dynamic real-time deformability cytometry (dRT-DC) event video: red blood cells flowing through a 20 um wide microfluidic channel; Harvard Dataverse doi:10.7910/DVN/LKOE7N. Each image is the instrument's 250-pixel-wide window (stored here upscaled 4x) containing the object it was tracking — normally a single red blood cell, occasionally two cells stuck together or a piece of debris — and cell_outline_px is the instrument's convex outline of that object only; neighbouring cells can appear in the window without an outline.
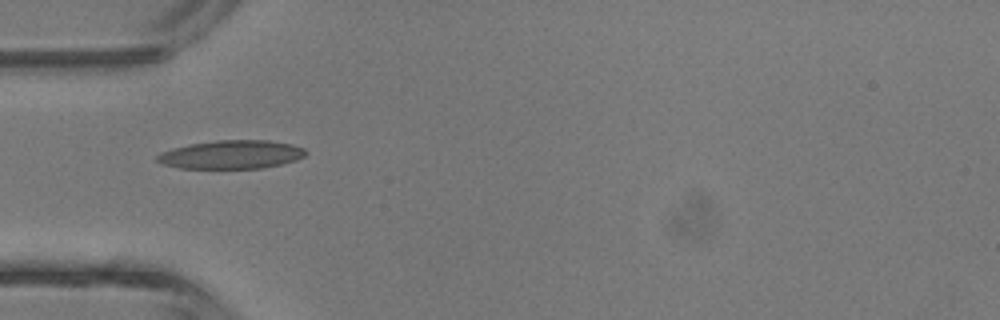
{"species": "common noctule bat (a hibernating species)", "species_latin": "Nyctalus noctula", "temperature_condition": "room temperature", "stored_images_in_passage": 5, "camera_frame_rate_fps": 3000, "um_per_image_px": 0.085, "animal": {"sex": "male", "body_mass_g": 13.3}, "frame": {"image": 1, "passage_image": 5, "time_ms": 4.667, "image_size_px": [1000, 320], "cell_outline_px": [[308, 152], [304, 156], [296, 160], [264, 168], [180, 168], [160, 164], [156, 160], [156, 156], [160, 152], [172, 148], [188, 144], [216, 140], [268, 140], [292, 144], [304, 148]], "centroid_in_image_um": [19.64, 13.13], "position_along_channel_um": 65.4, "area_um2": 24.85}}